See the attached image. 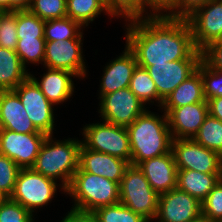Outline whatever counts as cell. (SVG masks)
I'll return each instance as SVG.
<instances>
[{"label":"cell","instance_id":"1","mask_svg":"<svg viewBox=\"0 0 222 222\" xmlns=\"http://www.w3.org/2000/svg\"><path fill=\"white\" fill-rule=\"evenodd\" d=\"M126 45L135 54L137 64H153L182 59H202L195 47L186 18L154 15L127 20Z\"/></svg>","mask_w":222,"mask_h":222},{"label":"cell","instance_id":"2","mask_svg":"<svg viewBox=\"0 0 222 222\" xmlns=\"http://www.w3.org/2000/svg\"><path fill=\"white\" fill-rule=\"evenodd\" d=\"M161 117L146 110L126 127L131 149L130 165L137 166L146 159L171 152L173 138L167 115L163 113Z\"/></svg>","mask_w":222,"mask_h":222},{"label":"cell","instance_id":"3","mask_svg":"<svg viewBox=\"0 0 222 222\" xmlns=\"http://www.w3.org/2000/svg\"><path fill=\"white\" fill-rule=\"evenodd\" d=\"M52 137H46L31 168L45 177L55 181L61 180L62 184L59 185L65 193L79 168V149L82 141L72 138L54 141Z\"/></svg>","mask_w":222,"mask_h":222},{"label":"cell","instance_id":"4","mask_svg":"<svg viewBox=\"0 0 222 222\" xmlns=\"http://www.w3.org/2000/svg\"><path fill=\"white\" fill-rule=\"evenodd\" d=\"M66 194L74 199V206L84 211L96 209L120 202L119 183L83 171L80 167L74 173Z\"/></svg>","mask_w":222,"mask_h":222},{"label":"cell","instance_id":"5","mask_svg":"<svg viewBox=\"0 0 222 222\" xmlns=\"http://www.w3.org/2000/svg\"><path fill=\"white\" fill-rule=\"evenodd\" d=\"M120 202L148 222L155 219L159 194L154 191L138 166L130 165L119 184Z\"/></svg>","mask_w":222,"mask_h":222},{"label":"cell","instance_id":"6","mask_svg":"<svg viewBox=\"0 0 222 222\" xmlns=\"http://www.w3.org/2000/svg\"><path fill=\"white\" fill-rule=\"evenodd\" d=\"M82 144L90 150L106 153L131 162L129 133L125 126L92 123L84 126Z\"/></svg>","mask_w":222,"mask_h":222},{"label":"cell","instance_id":"7","mask_svg":"<svg viewBox=\"0 0 222 222\" xmlns=\"http://www.w3.org/2000/svg\"><path fill=\"white\" fill-rule=\"evenodd\" d=\"M56 182L32 168H21L10 198L33 214L35 209L52 201L58 187Z\"/></svg>","mask_w":222,"mask_h":222},{"label":"cell","instance_id":"8","mask_svg":"<svg viewBox=\"0 0 222 222\" xmlns=\"http://www.w3.org/2000/svg\"><path fill=\"white\" fill-rule=\"evenodd\" d=\"M177 170L222 173V156L205 148L193 138L173 139L172 149Z\"/></svg>","mask_w":222,"mask_h":222},{"label":"cell","instance_id":"9","mask_svg":"<svg viewBox=\"0 0 222 222\" xmlns=\"http://www.w3.org/2000/svg\"><path fill=\"white\" fill-rule=\"evenodd\" d=\"M14 91L18 94L27 117L32 121L35 128L47 136H53L54 105L48 101L35 81L28 76Z\"/></svg>","mask_w":222,"mask_h":222},{"label":"cell","instance_id":"10","mask_svg":"<svg viewBox=\"0 0 222 222\" xmlns=\"http://www.w3.org/2000/svg\"><path fill=\"white\" fill-rule=\"evenodd\" d=\"M99 113L110 124L127 127L147 109L130 88H122L100 98Z\"/></svg>","mask_w":222,"mask_h":222},{"label":"cell","instance_id":"11","mask_svg":"<svg viewBox=\"0 0 222 222\" xmlns=\"http://www.w3.org/2000/svg\"><path fill=\"white\" fill-rule=\"evenodd\" d=\"M197 50L222 40V0H211L186 17Z\"/></svg>","mask_w":222,"mask_h":222},{"label":"cell","instance_id":"12","mask_svg":"<svg viewBox=\"0 0 222 222\" xmlns=\"http://www.w3.org/2000/svg\"><path fill=\"white\" fill-rule=\"evenodd\" d=\"M46 137L44 133L0 129V154L13 160L20 168H31Z\"/></svg>","mask_w":222,"mask_h":222},{"label":"cell","instance_id":"13","mask_svg":"<svg viewBox=\"0 0 222 222\" xmlns=\"http://www.w3.org/2000/svg\"><path fill=\"white\" fill-rule=\"evenodd\" d=\"M81 45H83L82 38L46 41L43 65L50 69L72 72L78 78L86 77Z\"/></svg>","mask_w":222,"mask_h":222},{"label":"cell","instance_id":"14","mask_svg":"<svg viewBox=\"0 0 222 222\" xmlns=\"http://www.w3.org/2000/svg\"><path fill=\"white\" fill-rule=\"evenodd\" d=\"M201 60L202 59H182L153 64L146 68L158 91V104L160 108L166 97L170 95L179 84L197 71Z\"/></svg>","mask_w":222,"mask_h":222},{"label":"cell","instance_id":"15","mask_svg":"<svg viewBox=\"0 0 222 222\" xmlns=\"http://www.w3.org/2000/svg\"><path fill=\"white\" fill-rule=\"evenodd\" d=\"M202 214V203L188 193L172 189L159 195L158 222H190Z\"/></svg>","mask_w":222,"mask_h":222},{"label":"cell","instance_id":"16","mask_svg":"<svg viewBox=\"0 0 222 222\" xmlns=\"http://www.w3.org/2000/svg\"><path fill=\"white\" fill-rule=\"evenodd\" d=\"M173 139H190L198 133L209 114L208 102L187 104L174 109H164Z\"/></svg>","mask_w":222,"mask_h":222},{"label":"cell","instance_id":"17","mask_svg":"<svg viewBox=\"0 0 222 222\" xmlns=\"http://www.w3.org/2000/svg\"><path fill=\"white\" fill-rule=\"evenodd\" d=\"M138 168L143 172L151 188L159 195L177 188V165L173 152L146 159Z\"/></svg>","mask_w":222,"mask_h":222},{"label":"cell","instance_id":"18","mask_svg":"<svg viewBox=\"0 0 222 222\" xmlns=\"http://www.w3.org/2000/svg\"><path fill=\"white\" fill-rule=\"evenodd\" d=\"M130 163L121 158L87 149L83 144L79 149V167L95 175L102 176L116 183L121 182Z\"/></svg>","mask_w":222,"mask_h":222},{"label":"cell","instance_id":"19","mask_svg":"<svg viewBox=\"0 0 222 222\" xmlns=\"http://www.w3.org/2000/svg\"><path fill=\"white\" fill-rule=\"evenodd\" d=\"M120 56L110 61L103 70L102 81L100 83V96L113 93L122 88L130 86L131 77L136 68L137 59L135 54L125 45V49Z\"/></svg>","mask_w":222,"mask_h":222},{"label":"cell","instance_id":"20","mask_svg":"<svg viewBox=\"0 0 222 222\" xmlns=\"http://www.w3.org/2000/svg\"><path fill=\"white\" fill-rule=\"evenodd\" d=\"M0 129L17 133H42L27 117V113L14 90H0Z\"/></svg>","mask_w":222,"mask_h":222},{"label":"cell","instance_id":"21","mask_svg":"<svg viewBox=\"0 0 222 222\" xmlns=\"http://www.w3.org/2000/svg\"><path fill=\"white\" fill-rule=\"evenodd\" d=\"M29 76L35 81L42 93L53 105L63 103L70 99L74 92L72 77H77L74 73L66 70L47 68V73L43 75L39 82L31 73Z\"/></svg>","mask_w":222,"mask_h":222},{"label":"cell","instance_id":"22","mask_svg":"<svg viewBox=\"0 0 222 222\" xmlns=\"http://www.w3.org/2000/svg\"><path fill=\"white\" fill-rule=\"evenodd\" d=\"M222 178V173H202L195 170L177 171V188L203 202L214 186Z\"/></svg>","mask_w":222,"mask_h":222},{"label":"cell","instance_id":"23","mask_svg":"<svg viewBox=\"0 0 222 222\" xmlns=\"http://www.w3.org/2000/svg\"><path fill=\"white\" fill-rule=\"evenodd\" d=\"M207 102L203 93L201 73L197 70L179 84L163 101L161 109H174L187 104Z\"/></svg>","mask_w":222,"mask_h":222},{"label":"cell","instance_id":"24","mask_svg":"<svg viewBox=\"0 0 222 222\" xmlns=\"http://www.w3.org/2000/svg\"><path fill=\"white\" fill-rule=\"evenodd\" d=\"M15 50L0 47V90H14L28 76Z\"/></svg>","mask_w":222,"mask_h":222},{"label":"cell","instance_id":"25","mask_svg":"<svg viewBox=\"0 0 222 222\" xmlns=\"http://www.w3.org/2000/svg\"><path fill=\"white\" fill-rule=\"evenodd\" d=\"M103 11L108 16H114L106 0H66L67 17L79 22L83 27L88 26Z\"/></svg>","mask_w":222,"mask_h":222},{"label":"cell","instance_id":"26","mask_svg":"<svg viewBox=\"0 0 222 222\" xmlns=\"http://www.w3.org/2000/svg\"><path fill=\"white\" fill-rule=\"evenodd\" d=\"M82 25L69 17L57 18L45 21L44 38L45 41L68 40L73 38H83Z\"/></svg>","mask_w":222,"mask_h":222},{"label":"cell","instance_id":"27","mask_svg":"<svg viewBox=\"0 0 222 222\" xmlns=\"http://www.w3.org/2000/svg\"><path fill=\"white\" fill-rule=\"evenodd\" d=\"M193 139L222 156V121L208 114Z\"/></svg>","mask_w":222,"mask_h":222},{"label":"cell","instance_id":"28","mask_svg":"<svg viewBox=\"0 0 222 222\" xmlns=\"http://www.w3.org/2000/svg\"><path fill=\"white\" fill-rule=\"evenodd\" d=\"M129 88L145 105L154 103L152 100L158 101V91L146 68L136 66Z\"/></svg>","mask_w":222,"mask_h":222},{"label":"cell","instance_id":"29","mask_svg":"<svg viewBox=\"0 0 222 222\" xmlns=\"http://www.w3.org/2000/svg\"><path fill=\"white\" fill-rule=\"evenodd\" d=\"M99 222H148L121 202L100 207L94 211Z\"/></svg>","mask_w":222,"mask_h":222},{"label":"cell","instance_id":"30","mask_svg":"<svg viewBox=\"0 0 222 222\" xmlns=\"http://www.w3.org/2000/svg\"><path fill=\"white\" fill-rule=\"evenodd\" d=\"M45 21L29 10L17 11L18 39L44 38Z\"/></svg>","mask_w":222,"mask_h":222},{"label":"cell","instance_id":"31","mask_svg":"<svg viewBox=\"0 0 222 222\" xmlns=\"http://www.w3.org/2000/svg\"><path fill=\"white\" fill-rule=\"evenodd\" d=\"M45 42V38L18 39L15 51L25 68L27 63L39 64L43 62Z\"/></svg>","mask_w":222,"mask_h":222},{"label":"cell","instance_id":"32","mask_svg":"<svg viewBox=\"0 0 222 222\" xmlns=\"http://www.w3.org/2000/svg\"><path fill=\"white\" fill-rule=\"evenodd\" d=\"M28 10L43 21L67 16L66 0H32Z\"/></svg>","mask_w":222,"mask_h":222},{"label":"cell","instance_id":"33","mask_svg":"<svg viewBox=\"0 0 222 222\" xmlns=\"http://www.w3.org/2000/svg\"><path fill=\"white\" fill-rule=\"evenodd\" d=\"M17 41V11H0V47L15 50Z\"/></svg>","mask_w":222,"mask_h":222},{"label":"cell","instance_id":"34","mask_svg":"<svg viewBox=\"0 0 222 222\" xmlns=\"http://www.w3.org/2000/svg\"><path fill=\"white\" fill-rule=\"evenodd\" d=\"M197 70L201 73L205 100L222 96V71L210 68L203 60Z\"/></svg>","mask_w":222,"mask_h":222},{"label":"cell","instance_id":"35","mask_svg":"<svg viewBox=\"0 0 222 222\" xmlns=\"http://www.w3.org/2000/svg\"><path fill=\"white\" fill-rule=\"evenodd\" d=\"M20 170L13 160L0 154V193L5 198L12 195Z\"/></svg>","mask_w":222,"mask_h":222},{"label":"cell","instance_id":"36","mask_svg":"<svg viewBox=\"0 0 222 222\" xmlns=\"http://www.w3.org/2000/svg\"><path fill=\"white\" fill-rule=\"evenodd\" d=\"M106 3L114 17L123 16L128 20L146 16L144 0H106Z\"/></svg>","mask_w":222,"mask_h":222},{"label":"cell","instance_id":"37","mask_svg":"<svg viewBox=\"0 0 222 222\" xmlns=\"http://www.w3.org/2000/svg\"><path fill=\"white\" fill-rule=\"evenodd\" d=\"M32 217L29 210L10 197L0 202V222H34Z\"/></svg>","mask_w":222,"mask_h":222},{"label":"cell","instance_id":"38","mask_svg":"<svg viewBox=\"0 0 222 222\" xmlns=\"http://www.w3.org/2000/svg\"><path fill=\"white\" fill-rule=\"evenodd\" d=\"M202 215L214 222L222 220V178L202 202Z\"/></svg>","mask_w":222,"mask_h":222},{"label":"cell","instance_id":"39","mask_svg":"<svg viewBox=\"0 0 222 222\" xmlns=\"http://www.w3.org/2000/svg\"><path fill=\"white\" fill-rule=\"evenodd\" d=\"M210 1L211 0H174L172 5L165 11L166 14L164 13L162 15L172 18H186L195 9L206 5Z\"/></svg>","mask_w":222,"mask_h":222},{"label":"cell","instance_id":"40","mask_svg":"<svg viewBox=\"0 0 222 222\" xmlns=\"http://www.w3.org/2000/svg\"><path fill=\"white\" fill-rule=\"evenodd\" d=\"M201 53L202 60L210 68L222 71V40L210 43Z\"/></svg>","mask_w":222,"mask_h":222},{"label":"cell","instance_id":"41","mask_svg":"<svg viewBox=\"0 0 222 222\" xmlns=\"http://www.w3.org/2000/svg\"><path fill=\"white\" fill-rule=\"evenodd\" d=\"M61 222H99L94 212L72 208Z\"/></svg>","mask_w":222,"mask_h":222},{"label":"cell","instance_id":"42","mask_svg":"<svg viewBox=\"0 0 222 222\" xmlns=\"http://www.w3.org/2000/svg\"><path fill=\"white\" fill-rule=\"evenodd\" d=\"M174 0H144V4L147 8H151L150 13L147 16H154L163 14L173 3ZM152 12V13H151Z\"/></svg>","mask_w":222,"mask_h":222},{"label":"cell","instance_id":"43","mask_svg":"<svg viewBox=\"0 0 222 222\" xmlns=\"http://www.w3.org/2000/svg\"><path fill=\"white\" fill-rule=\"evenodd\" d=\"M207 102L209 114L222 121V96L211 98Z\"/></svg>","mask_w":222,"mask_h":222},{"label":"cell","instance_id":"44","mask_svg":"<svg viewBox=\"0 0 222 222\" xmlns=\"http://www.w3.org/2000/svg\"><path fill=\"white\" fill-rule=\"evenodd\" d=\"M32 0H9V11L28 10Z\"/></svg>","mask_w":222,"mask_h":222},{"label":"cell","instance_id":"45","mask_svg":"<svg viewBox=\"0 0 222 222\" xmlns=\"http://www.w3.org/2000/svg\"><path fill=\"white\" fill-rule=\"evenodd\" d=\"M0 11H9V0H0Z\"/></svg>","mask_w":222,"mask_h":222},{"label":"cell","instance_id":"46","mask_svg":"<svg viewBox=\"0 0 222 222\" xmlns=\"http://www.w3.org/2000/svg\"><path fill=\"white\" fill-rule=\"evenodd\" d=\"M190 222H214V221H211L208 217H205L201 214L198 218H196Z\"/></svg>","mask_w":222,"mask_h":222},{"label":"cell","instance_id":"47","mask_svg":"<svg viewBox=\"0 0 222 222\" xmlns=\"http://www.w3.org/2000/svg\"><path fill=\"white\" fill-rule=\"evenodd\" d=\"M5 197L0 193V202L4 199Z\"/></svg>","mask_w":222,"mask_h":222}]
</instances>
